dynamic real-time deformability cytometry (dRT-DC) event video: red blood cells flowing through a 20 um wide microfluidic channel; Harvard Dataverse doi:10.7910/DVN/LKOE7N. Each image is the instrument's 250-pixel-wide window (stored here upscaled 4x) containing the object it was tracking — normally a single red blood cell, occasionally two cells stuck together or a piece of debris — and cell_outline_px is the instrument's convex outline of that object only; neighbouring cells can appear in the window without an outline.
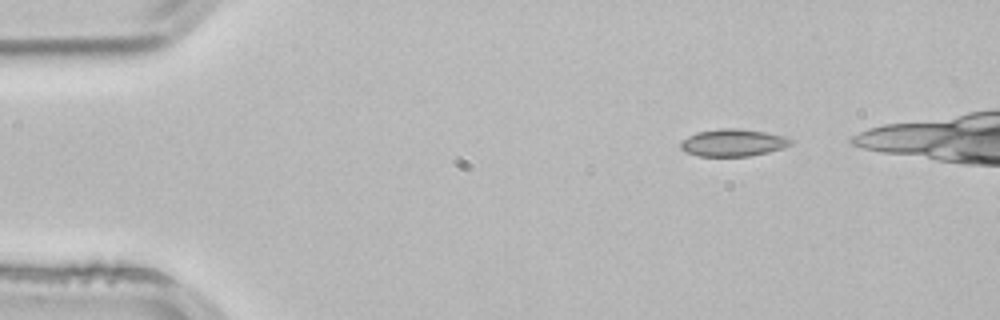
{"species": "common noctule bat (a hibernating species)", "species_latin": "Nyctalus noctula", "temperature_condition": "room temperature", "stored_images_in_passage": 2, "camera_frame_rate_fps": 3000, "um_per_image_px": 0.085, "animal": {"sex": "male", "body_mass_g": 21.5, "forearm_length_mm": 52.0}, "frame": {"image": 1, "passage_image": 1, "time_ms": 0.0, "image_size_px": [1000, 320], "cell_outline_px": [[796, 140], [792, 144], [768, 152], [748, 156], [700, 156], [688, 152], [680, 148], [680, 144], [688, 136], [696, 132], [720, 128], [736, 128], [764, 132], [784, 136]], "centroid_in_image_um": [62.33, 12.12], "position_along_channel_um": 22.7, "area_um2": 17.34}}